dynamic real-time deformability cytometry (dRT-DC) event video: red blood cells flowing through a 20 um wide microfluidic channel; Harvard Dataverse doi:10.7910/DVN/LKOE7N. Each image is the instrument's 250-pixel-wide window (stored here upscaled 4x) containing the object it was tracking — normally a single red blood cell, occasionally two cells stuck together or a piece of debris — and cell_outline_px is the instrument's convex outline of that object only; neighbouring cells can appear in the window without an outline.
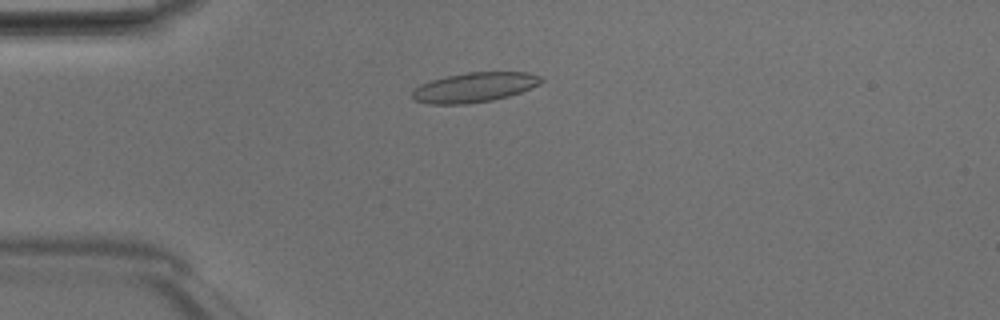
{"species": "Egyptian fruit bat (a non-hibernating species)", "species_latin": "Rousettus aegyptiacus", "temperature_condition": "room temperature", "stored_images_in_passage": 38, "camera_frame_rate_fps": 3000, "um_per_image_px": 0.085, "animal": {"sex": "male"}, "frame": {"image": 1, "passage_image": 5, "time_ms": 1.333, "image_size_px": [1000, 320], "cell_outline_px": [[544, 80], [540, 84], [520, 92], [508, 96], [492, 100], [464, 104], [428, 104], [412, 100], [408, 96], [420, 84], [432, 80], [448, 76], [468, 72], [528, 72], [540, 76]], "centroid_in_image_um": [40.29, 7.43], "position_along_channel_um": 44.7, "area_um2": 22.37}}
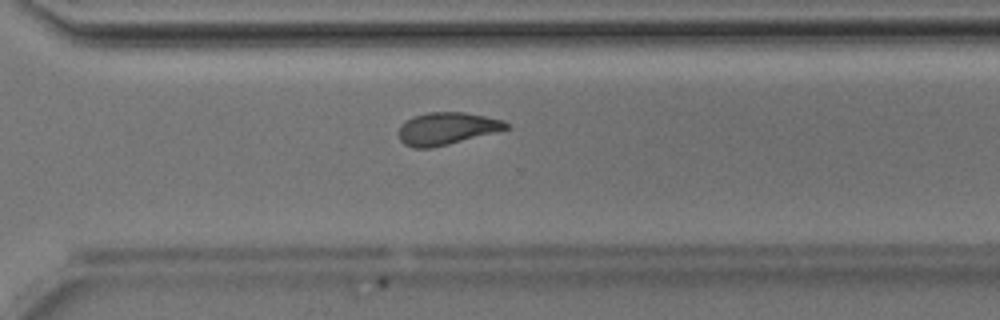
{"frame": {"image": 2, "passage_image": 27, "time_ms": 8.667, "image_size_px": [1000, 320], "cell_outline_px": [[508, 128], [448, 144], [432, 148], [412, 148], [404, 144], [400, 140], [400, 124], [404, 120], [412, 116], [428, 112], [464, 112], [504, 120], [508, 124]], "centroid_in_image_um": [37.91, 10.91], "position_along_channel_um": 332.7, "area_um2": 20.06}}
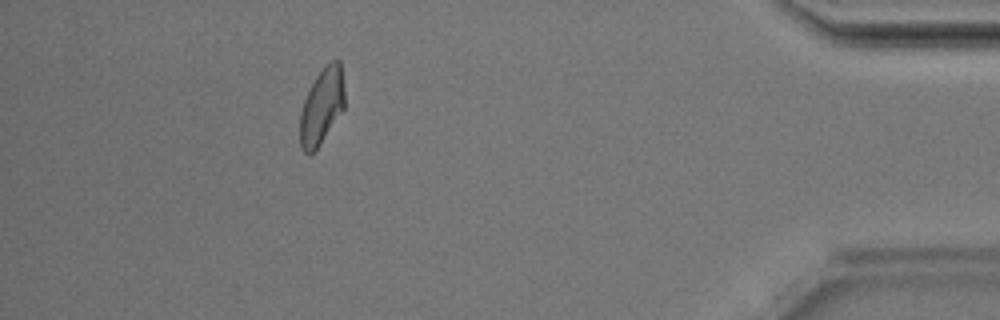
{"frame": {"image": 3, "passage_image": 36, "time_ms": 11.667, "image_size_px": [1000, 320], "cell_outline_px": [[344, 108], [316, 148], [308, 156], [300, 148], [300, 112], [304, 100], [316, 76], [332, 60], [340, 60], [344, 88]], "centroid_in_image_um": [27.34, 9.04], "position_along_channel_um": 407.9, "area_um2": 19.31}, "authors_computed_cell_mechanics": {"area_um2": 20.6346, "velocity_mm_per_s": 4.2145, "shape_relaxation_time_tau1_ms": 9.3572, "shape_relaxation_time_tau2_ms": 2.3625, "deformation_change_tau1": 0.2153, "deformation_change_tau2": 0.0999}}